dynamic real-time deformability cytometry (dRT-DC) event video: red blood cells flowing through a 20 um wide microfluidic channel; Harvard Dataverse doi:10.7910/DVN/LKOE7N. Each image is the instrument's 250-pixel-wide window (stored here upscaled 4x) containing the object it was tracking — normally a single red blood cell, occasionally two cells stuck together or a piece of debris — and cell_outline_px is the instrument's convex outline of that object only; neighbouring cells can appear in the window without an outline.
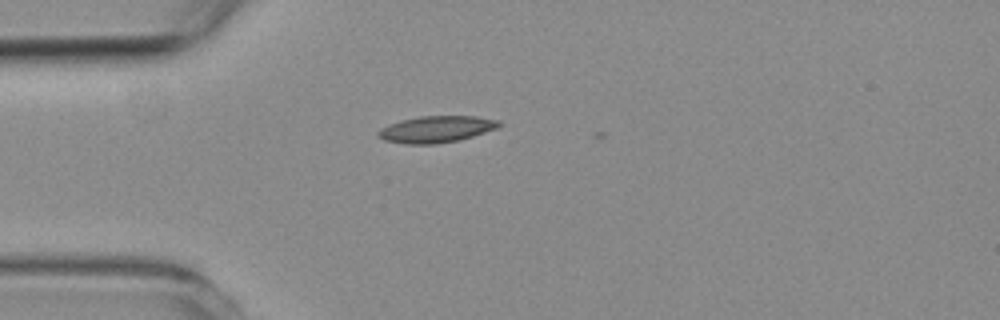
{"species": "common noctule bat (a hibernating species)", "species_latin": "Nyctalus noctula", "temperature_condition": "room temperature", "stored_images_in_passage": 3, "camera_frame_rate_fps": 3000, "um_per_image_px": 0.085, "animal": {"sex": "female", "body_mass_g": 19.3, "forearm_length_mm": 54.1}, "frame": {"image": 1, "passage_image": 2, "time_ms": 0.333, "image_size_px": [1000, 320], "cell_outline_px": [[500, 124], [496, 128], [460, 140], [436, 144], [408, 144], [384, 140], [376, 136], [376, 132], [380, 128], [388, 124], [400, 120], [420, 116], [476, 116], [500, 120]], "centroid_in_image_um": [37.03, 10.98], "position_along_channel_um": 48.0, "area_um2": 18.79}}